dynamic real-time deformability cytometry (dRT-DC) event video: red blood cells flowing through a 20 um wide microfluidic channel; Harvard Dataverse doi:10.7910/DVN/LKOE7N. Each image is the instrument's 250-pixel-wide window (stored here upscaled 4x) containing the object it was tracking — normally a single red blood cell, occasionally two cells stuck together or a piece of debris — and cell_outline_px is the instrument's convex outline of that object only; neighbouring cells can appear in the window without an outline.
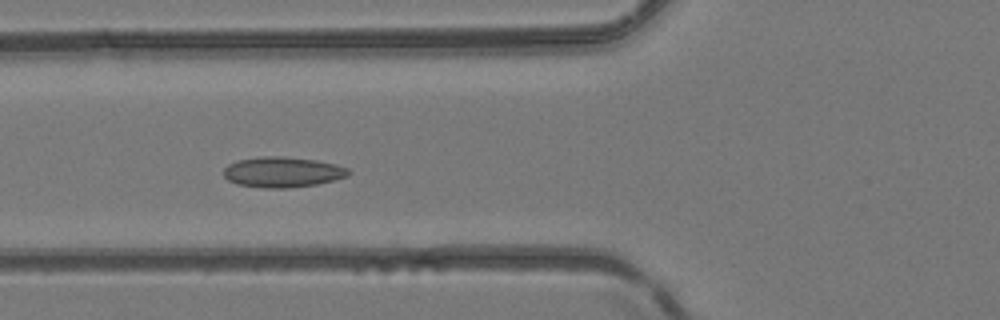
{"species": "common noctule bat (a hibernating species)", "species_latin": "Nyctalus noctula", "temperature_condition": "room temperature", "stored_images_in_passage": 5, "camera_frame_rate_fps": 3000, "um_per_image_px": 0.085, "animal": {"sex": "female", "body_mass_g": 24.6, "forearm_length_mm": 56.2}, "frame": {"image": 1, "passage_image": 5, "time_ms": 1.333, "image_size_px": [1000, 320], "cell_outline_px": [[352, 172], [348, 176], [316, 184], [288, 188], [264, 188], [236, 184], [228, 180], [224, 176], [224, 168], [228, 164], [240, 160], [260, 156], [284, 156], [316, 160], [336, 164], [348, 168]], "centroid_in_image_um": [24.02, 14.62], "position_along_channel_um": 101.8, "area_um2": 22.2}}